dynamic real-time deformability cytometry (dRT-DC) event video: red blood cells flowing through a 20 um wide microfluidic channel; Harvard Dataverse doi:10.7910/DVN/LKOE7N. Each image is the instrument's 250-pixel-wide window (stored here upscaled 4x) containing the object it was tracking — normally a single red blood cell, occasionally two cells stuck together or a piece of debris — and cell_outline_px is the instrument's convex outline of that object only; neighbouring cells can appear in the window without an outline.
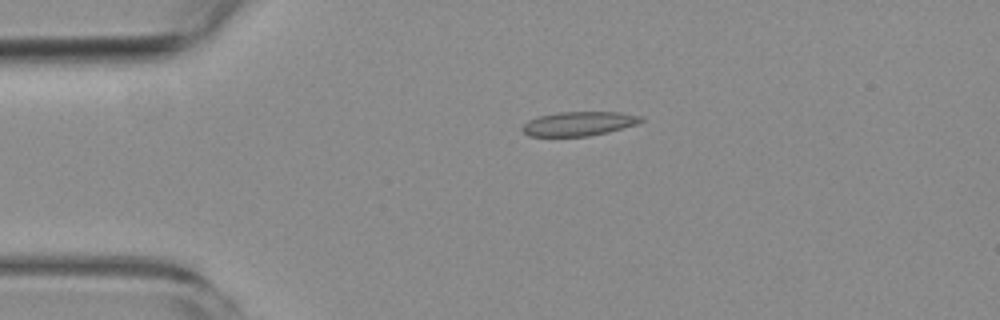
{"species": "common noctule bat (a hibernating species)", "species_latin": "Nyctalus noctula", "temperature_condition": "room temperature", "stored_images_in_passage": 2, "camera_frame_rate_fps": 3000, "um_per_image_px": 0.085, "animal": {"sex": "female", "body_mass_g": 19.3, "forearm_length_mm": 54.1}, "frame": {"image": 1, "passage_image": 1, "time_ms": 0.0, "image_size_px": [1000, 320], "cell_outline_px": [[644, 120], [636, 124], [608, 132], [588, 136], [528, 136], [520, 128], [528, 120], [540, 116], [560, 112], [620, 112], [644, 116]], "centroid_in_image_um": [49.21, 10.51], "position_along_channel_um": 35.8, "area_um2": 16.7}}